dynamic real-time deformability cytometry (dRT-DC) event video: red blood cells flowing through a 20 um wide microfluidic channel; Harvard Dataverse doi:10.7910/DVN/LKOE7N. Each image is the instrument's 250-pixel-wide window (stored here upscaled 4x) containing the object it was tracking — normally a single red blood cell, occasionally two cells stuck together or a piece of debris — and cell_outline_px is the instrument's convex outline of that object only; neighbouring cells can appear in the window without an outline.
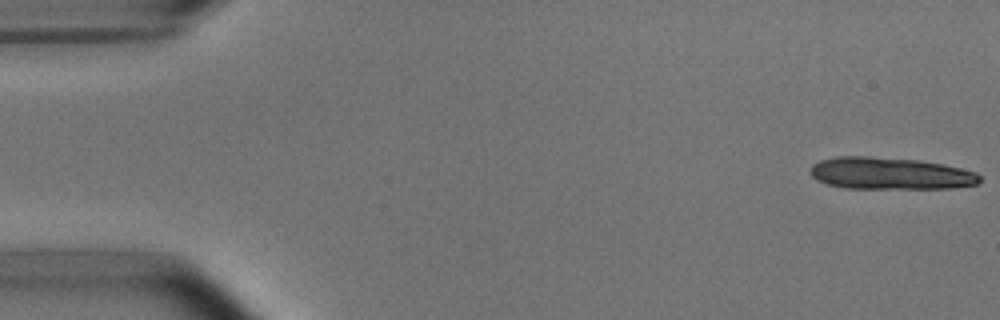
{"species": "common noctule bat (a hibernating species)", "species_latin": "Nyctalus noctula", "temperature_condition": "room temperature", "stored_images_in_passage": 13, "camera_frame_rate_fps": 3000, "um_per_image_px": 0.085, "animal": {"sex": "male", "body_mass_g": 15.6}, "frame": {"image": 1, "passage_image": 1, "time_ms": 0.0, "image_size_px": [1000, 320], "cell_outline_px": [[980, 180], [976, 184], [952, 188], [844, 188], [828, 184], [816, 180], [812, 176], [812, 164], [820, 160], [836, 156], [868, 156], [916, 160], [940, 164], [960, 168], [976, 172], [980, 176]], "centroid_in_image_um": [75.63, 14.74], "position_along_channel_um": 9.4, "area_um2": 31.39}}